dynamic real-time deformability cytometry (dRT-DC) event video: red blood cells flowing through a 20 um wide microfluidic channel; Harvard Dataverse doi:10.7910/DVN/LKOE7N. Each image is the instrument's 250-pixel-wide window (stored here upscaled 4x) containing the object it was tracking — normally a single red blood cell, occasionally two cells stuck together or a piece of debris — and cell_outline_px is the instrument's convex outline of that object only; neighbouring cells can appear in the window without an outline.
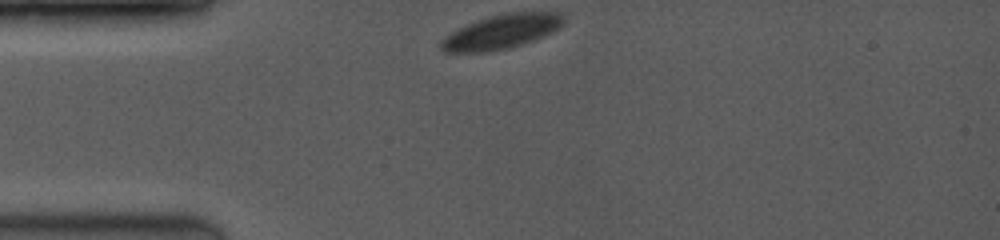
{"species": "common noctule bat (a hibernating species)", "species_latin": "Nyctalus noctula", "temperature_condition": "room temperature", "stored_images_in_passage": 14, "camera_frame_rate_fps": 3500, "um_per_image_px": 0.085, "animal": {"sex": "female", "body_mass_g": 19.0, "forearm_length_mm": 53.3}, "frame": {"image": 1, "passage_image": 1, "time_ms": 0.0, "image_size_px": [1000, 240], "cell_outline_px": [[564, 20], [552, 32], [532, 40], [508, 48], [480, 52], [444, 52], [440, 48], [440, 40], [444, 36], [456, 28], [476, 20], [508, 12], [564, 12]], "centroid_in_image_um": [42.56, 2.68], "position_along_channel_um": 42.4, "area_um2": 24.28}}
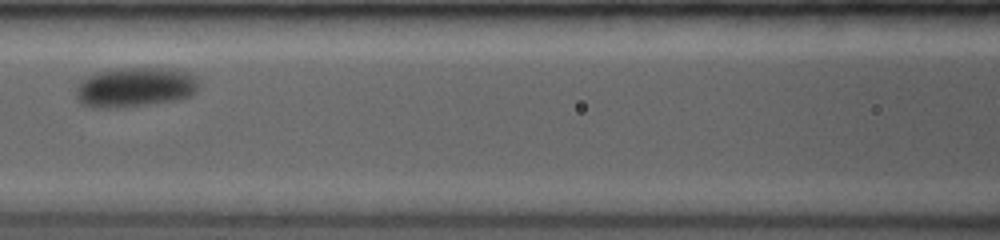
{"frame": {"image": 2, "passage_image": 10, "time_ms": 3.714, "image_size_px": [1000, 240], "cell_outline_px": [[200, 88], [196, 92], [188, 96], [176, 100], [116, 108], [88, 108], [80, 104], [76, 96], [76, 88], [84, 76], [96, 72], [120, 68], [164, 68], [188, 72], [196, 76], [200, 84]], "centroid_in_image_um": [11.45, 7.41], "position_along_channel_um": 155.1, "area_um2": 28.84}}
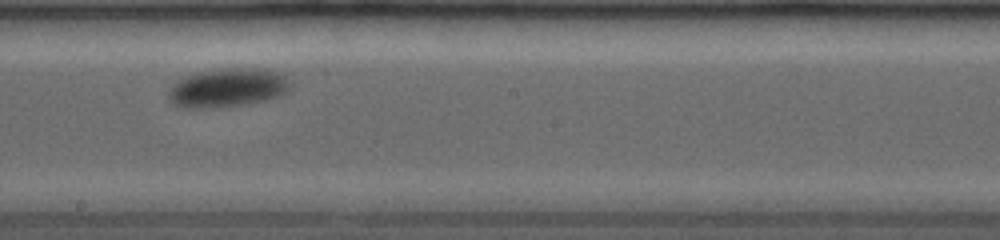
{"frame": {"image": 3, "passage_image": 12, "time_ms": 5.714, "image_size_px": [1000, 240], "cell_outline_px": [[292, 84], [288, 92], [280, 96], [264, 100], [216, 108], [188, 108], [176, 104], [168, 100], [168, 92], [172, 84], [176, 80], [184, 76], [200, 72], [224, 68], [264, 68], [280, 72], [288, 76]], "centroid_in_image_um": [19.39, 7.44], "position_along_channel_um": 228.8, "area_um2": 27.86}}